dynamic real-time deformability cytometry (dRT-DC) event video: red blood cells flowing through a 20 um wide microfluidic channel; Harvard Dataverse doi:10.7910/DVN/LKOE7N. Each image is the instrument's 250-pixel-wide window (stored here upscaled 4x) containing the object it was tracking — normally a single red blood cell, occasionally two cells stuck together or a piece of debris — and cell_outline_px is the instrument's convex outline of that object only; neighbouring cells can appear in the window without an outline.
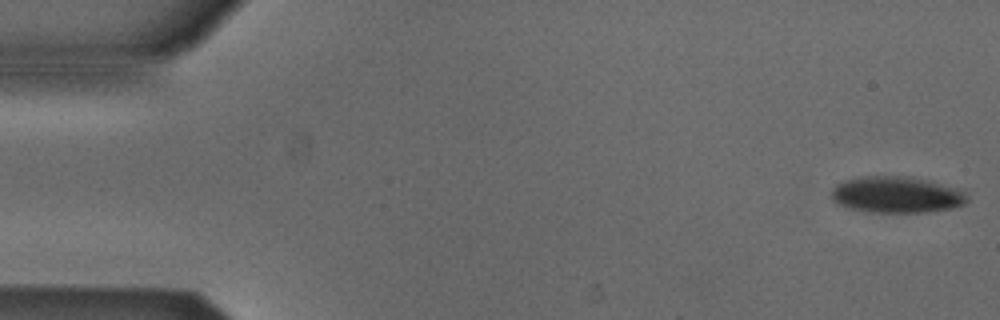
{"species": "Egyptian fruit bat (a non-hibernating species)", "species_latin": "Rousettus aegyptiacus", "temperature_condition": "cold", "stored_images_in_passage": 53, "segment_of_instrument_passage": [1, 2], "camera_frame_rate_fps": 3000, "um_per_image_px": 0.085, "animal": {"sex": "male"}, "frame": {"image": 1, "passage_image": 1, "time_ms": 0.0, "image_size_px": [1000, 320], "cell_outline_px": [[968, 200], [964, 204], [952, 208], [920, 212], [872, 212], [852, 208], [836, 204], [832, 200], [832, 188], [836, 184], [844, 180], [860, 176], [912, 176], [928, 180], [956, 188], [964, 192], [968, 196]], "centroid_in_image_um": [76.19, 16.53], "position_along_channel_um": 8.8, "area_um2": 28.78}}
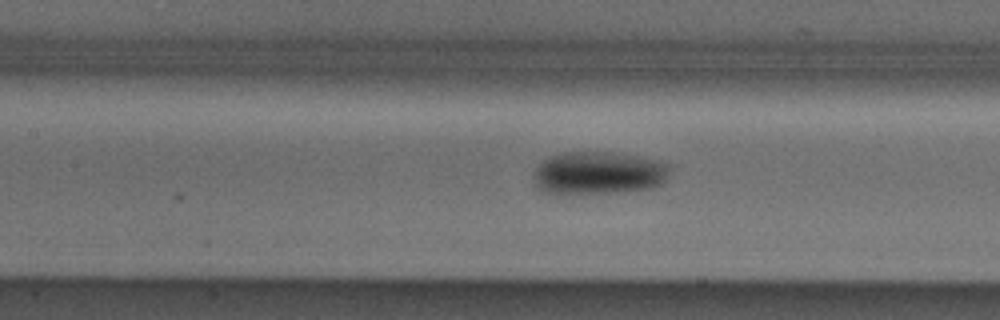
{"frame": {"image": 2, "passage_image": 23, "time_ms": 7.333, "image_size_px": [1000, 320], "cell_outline_px": [[672, 168], [668, 176], [660, 184], [648, 188], [616, 192], [544, 192], [536, 188], [532, 176], [536, 168], [548, 156], [564, 152], [612, 152], [640, 156], [672, 164]], "centroid_in_image_um": [50.89, 14.67], "position_along_channel_um": 156.5, "area_um2": 33.87}}
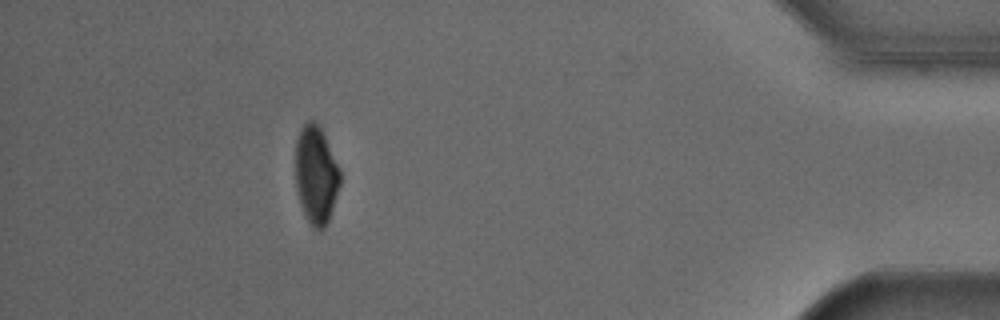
{"frame": {"image": 3, "passage_image": 47, "time_ms": 15.333, "image_size_px": [1000, 320], "cell_outline_px": [[340, 184], [328, 220], [324, 228], [312, 228], [308, 224], [300, 204], [296, 188], [296, 140], [300, 128], [308, 120], [312, 120], [320, 128], [340, 168]], "centroid_in_image_um": [26.84, 14.88], "position_along_channel_um": 408.4, "area_um2": 25.26}}